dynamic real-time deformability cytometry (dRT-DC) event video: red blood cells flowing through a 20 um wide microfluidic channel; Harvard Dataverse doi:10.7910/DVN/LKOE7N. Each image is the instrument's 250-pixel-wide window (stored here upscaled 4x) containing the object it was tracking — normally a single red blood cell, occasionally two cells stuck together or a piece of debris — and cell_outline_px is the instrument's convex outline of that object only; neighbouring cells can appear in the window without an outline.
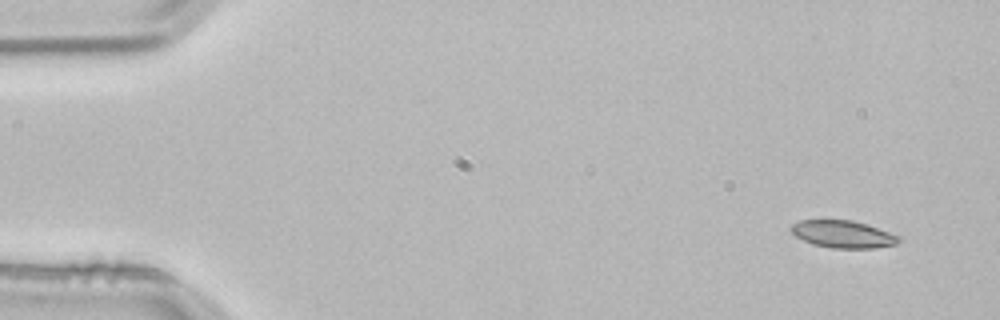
{"species": "common noctule bat (a hibernating species)", "species_latin": "Nyctalus noctula", "temperature_condition": "room temperature", "stored_images_in_passage": 3, "camera_frame_rate_fps": 3000, "um_per_image_px": 0.085, "animal": {"sex": "male", "body_mass_g": 21.5, "forearm_length_mm": 52.0}, "frame": {"image": 1, "passage_image": 1, "time_ms": 0.0, "image_size_px": [1000, 320], "cell_outline_px": [[904, 240], [896, 244], [876, 248], [832, 248], [812, 244], [796, 236], [792, 232], [792, 224], [800, 220], [852, 220], [868, 224], [904, 236]], "centroid_in_image_um": [71.77, 19.91], "position_along_channel_um": 13.2, "area_um2": 17.46}}
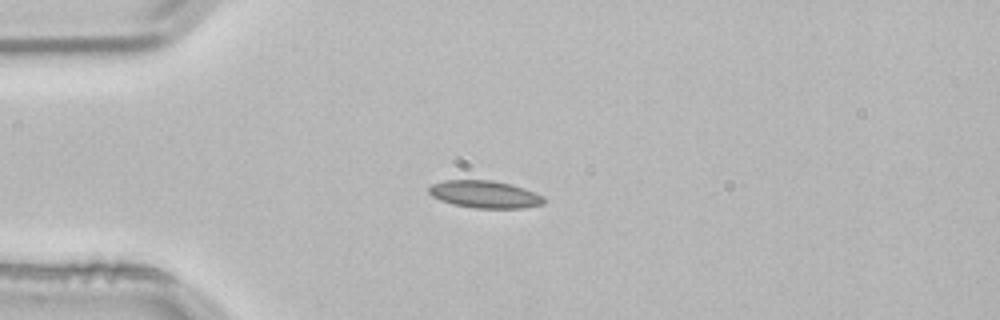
{"frame": {"image": 2, "passage_image": 3, "time_ms": 0.667, "image_size_px": [1000, 320], "cell_outline_px": [[544, 204], [520, 208], [476, 208], [452, 204], [440, 200], [432, 196], [428, 192], [428, 188], [432, 184], [444, 180], [492, 180], [512, 184], [524, 188], [544, 196]], "centroid_in_image_um": [41.2, 16.51], "position_along_channel_um": 43.8, "area_um2": 18.38}}